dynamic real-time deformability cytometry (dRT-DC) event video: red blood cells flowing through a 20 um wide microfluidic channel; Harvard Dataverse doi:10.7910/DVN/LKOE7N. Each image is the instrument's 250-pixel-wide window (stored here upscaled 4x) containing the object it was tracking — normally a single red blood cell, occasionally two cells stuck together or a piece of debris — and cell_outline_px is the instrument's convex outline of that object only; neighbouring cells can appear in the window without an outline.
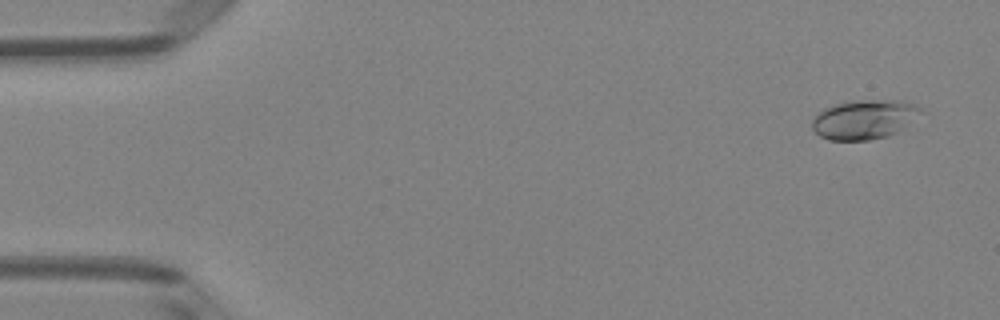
{"species": "Egyptian fruit bat (a non-hibernating species)", "species_latin": "Rousettus aegyptiacus", "temperature_condition": "room temperature", "stored_images_in_passage": 6, "camera_frame_rate_fps": 3000, "um_per_image_px": 0.085, "animal": {"sex": "female"}, "frame": {"image": 1, "passage_image": 1, "time_ms": 0.0, "image_size_px": [1000, 320], "cell_outline_px": [[924, 108], [896, 132], [888, 136], [872, 140], [828, 140], [820, 136], [812, 128], [812, 120], [824, 108], [836, 104], [852, 100], [904, 100], [916, 104]], "centroid_in_image_um": [73.43, 10.14], "position_along_channel_um": 11.6, "area_um2": 24.68}}
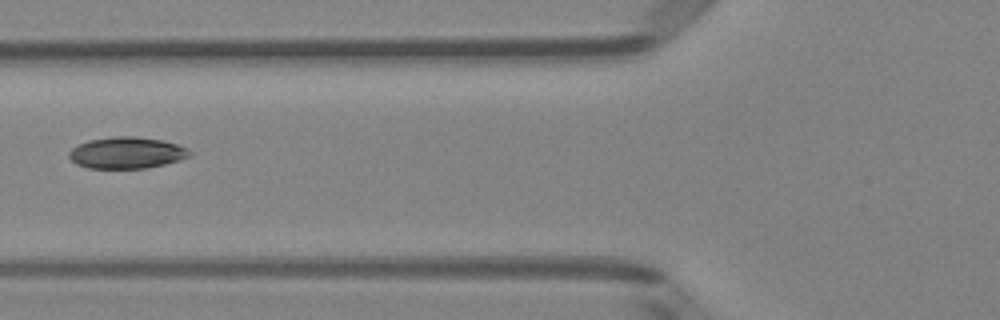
{"frame": {"image": 2, "passage_image": 5, "time_ms": 1.333, "image_size_px": [1000, 320], "cell_outline_px": [[192, 156], [180, 160], [164, 164], [144, 168], [88, 168], [76, 164], [68, 156], [68, 152], [72, 148], [88, 140], [112, 136], [136, 136], [160, 140], [176, 144], [188, 148], [192, 152]], "centroid_in_image_um": [10.78, 12.98], "position_along_channel_um": 115.0, "area_um2": 22.2}}
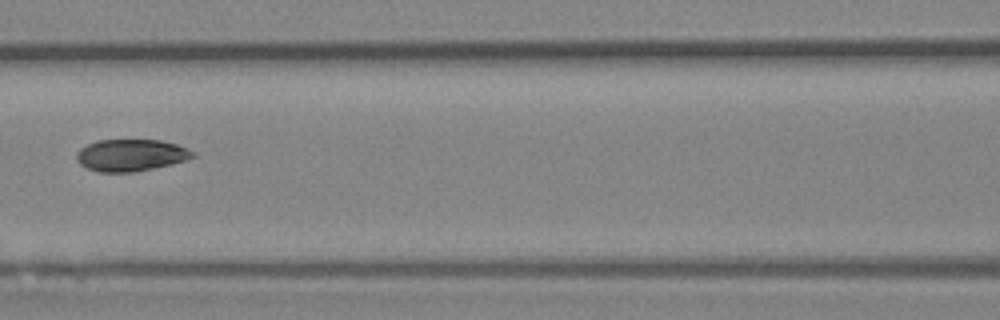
{"frame": {"image": 3, "passage_image": 6, "time_ms": 1.667, "image_size_px": [1000, 320], "cell_outline_px": [[196, 156], [172, 164], [132, 172], [100, 172], [88, 168], [80, 164], [76, 160], [76, 152], [80, 148], [96, 140], [160, 140], [176, 144], [188, 148], [196, 152]], "centroid_in_image_um": [11.12, 13.18], "position_along_channel_um": 155.5, "area_um2": 21.62}}